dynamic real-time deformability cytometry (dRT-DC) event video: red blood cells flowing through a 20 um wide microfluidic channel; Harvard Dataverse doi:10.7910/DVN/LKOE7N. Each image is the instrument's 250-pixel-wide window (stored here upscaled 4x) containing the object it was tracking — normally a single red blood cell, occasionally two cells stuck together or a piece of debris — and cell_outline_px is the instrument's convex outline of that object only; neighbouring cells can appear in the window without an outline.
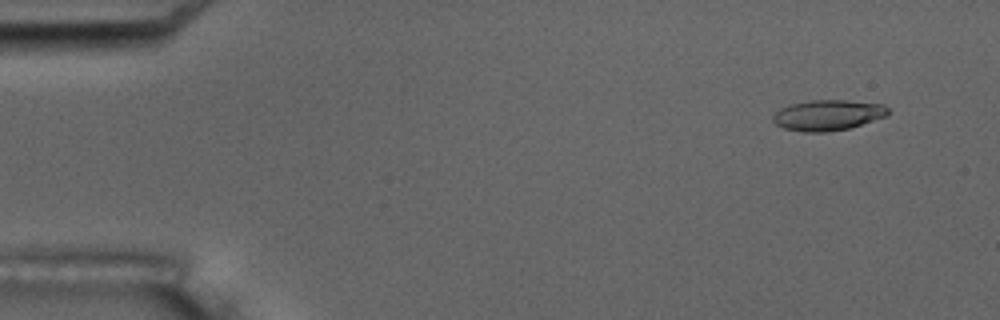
{"species": "common noctule bat (a hibernating species)", "species_latin": "Nyctalus noctula", "temperature_condition": "room temperature", "stored_images_in_passage": 4, "camera_frame_rate_fps": 3000, "um_per_image_px": 0.085, "animal": {"sex": "male", "body_mass_g": 17.5, "forearm_length_mm": 52.3}, "frame": {"image": 1, "passage_image": 2, "time_ms": 1.0, "image_size_px": [1000, 320], "cell_outline_px": [[888, 116], [848, 128], [828, 132], [804, 132], [784, 128], [776, 124], [772, 120], [772, 116], [780, 108], [788, 104], [812, 100], [844, 100], [884, 104], [888, 108]], "centroid_in_image_um": [70.36, 9.78], "position_along_channel_um": 14.6, "area_um2": 20.58}}